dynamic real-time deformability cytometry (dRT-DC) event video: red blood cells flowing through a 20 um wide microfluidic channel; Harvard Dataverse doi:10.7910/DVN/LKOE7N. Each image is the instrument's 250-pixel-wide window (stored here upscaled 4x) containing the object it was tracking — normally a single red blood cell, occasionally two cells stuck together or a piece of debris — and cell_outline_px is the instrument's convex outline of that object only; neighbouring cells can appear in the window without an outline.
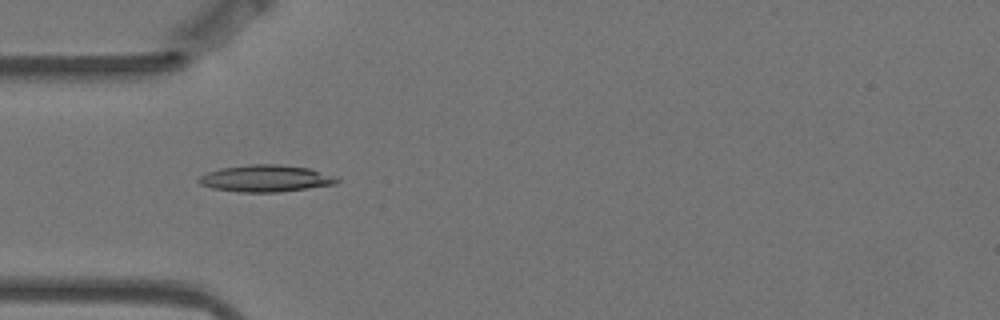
{"species": "Egyptian fruit bat (a non-hibernating species)", "species_latin": "Rousettus aegyptiacus", "temperature_condition": "warm", "stored_images_in_passage": 4, "camera_frame_rate_fps": 3000, "um_per_image_px": 0.085, "animal": {"sex": "female"}, "frame": {"image": 1, "passage_image": 3, "time_ms": 0.667, "image_size_px": [1000, 320], "cell_outline_px": [[340, 180], [336, 184], [280, 192], [240, 192], [212, 188], [200, 184], [196, 180], [200, 176], [208, 172], [220, 168], [248, 164], [280, 164], [308, 168]], "centroid_in_image_um": [22.51, 15.17], "position_along_channel_um": 62.5, "area_um2": 21.39}}
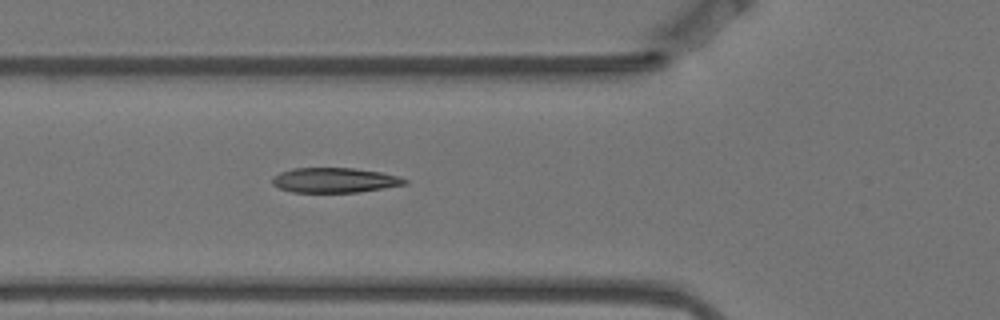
{"frame": {"image": 2, "passage_image": 4, "time_ms": 1.0, "image_size_px": [1000, 320], "cell_outline_px": [[408, 184], [356, 192], [292, 192], [280, 188], [272, 184], [272, 176], [280, 172], [292, 168], [352, 168], [380, 172], [396, 176], [408, 180]], "centroid_in_image_um": [28.4, 15.31], "position_along_channel_um": 97.4, "area_um2": 19.07}}